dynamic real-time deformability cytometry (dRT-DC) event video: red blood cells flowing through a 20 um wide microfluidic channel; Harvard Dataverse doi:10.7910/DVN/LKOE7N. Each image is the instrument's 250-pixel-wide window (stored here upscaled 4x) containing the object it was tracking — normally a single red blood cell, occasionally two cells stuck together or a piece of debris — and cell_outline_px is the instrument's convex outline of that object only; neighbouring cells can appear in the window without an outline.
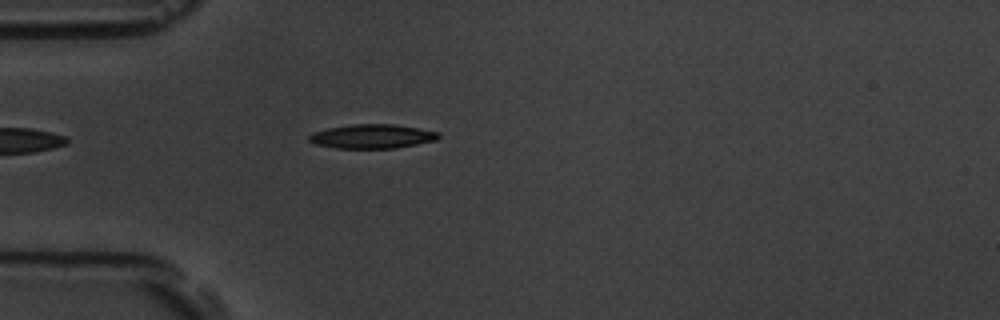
{"species": "common noctule bat (a hibernating species)", "species_latin": "Nyctalus noctula", "temperature_condition": "room temperature", "stored_images_in_passage": 5, "camera_frame_rate_fps": 3000, "um_per_image_px": 0.085, "animal": {"sex": "male", "body_mass_g": 19.5, "forearm_length_mm": 54.6}, "frame": {"image": 1, "passage_image": 5, "time_ms": 5.333, "image_size_px": [1000, 320], "cell_outline_px": [[440, 136], [436, 140], [396, 148], [336, 148], [316, 144], [308, 140], [308, 136], [312, 132], [328, 128], [352, 124], [392, 124], [440, 132]], "centroid_in_image_um": [31.61, 11.59], "position_along_channel_um": 53.4, "area_um2": 18.09}}